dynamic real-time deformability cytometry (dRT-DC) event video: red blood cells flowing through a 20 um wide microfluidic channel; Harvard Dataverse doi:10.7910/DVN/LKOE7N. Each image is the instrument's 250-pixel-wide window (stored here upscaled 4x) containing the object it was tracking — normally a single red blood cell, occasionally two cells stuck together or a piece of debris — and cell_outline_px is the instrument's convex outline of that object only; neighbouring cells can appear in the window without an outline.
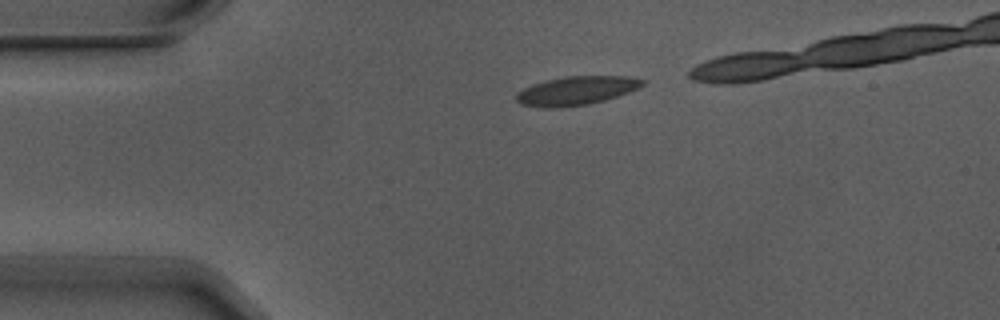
{"species": "Egyptian fruit bat (a non-hibernating species)", "species_latin": "Rousettus aegyptiacus", "temperature_condition": "warm", "stored_images_in_passage": 3, "camera_frame_rate_fps": 3000, "um_per_image_px": 0.085, "animal": {"sex": "male"}, "frame": {"image": 1, "passage_image": 1, "time_ms": 0.0, "image_size_px": [1000, 320], "cell_outline_px": [[644, 84], [628, 92], [604, 100], [588, 104], [556, 108], [544, 108], [520, 104], [516, 100], [516, 92], [532, 84], [548, 80], [568, 76], [628, 76], [644, 80]], "centroid_in_image_um": [48.94, 7.71], "position_along_channel_um": 36.1, "area_um2": 20.92}}